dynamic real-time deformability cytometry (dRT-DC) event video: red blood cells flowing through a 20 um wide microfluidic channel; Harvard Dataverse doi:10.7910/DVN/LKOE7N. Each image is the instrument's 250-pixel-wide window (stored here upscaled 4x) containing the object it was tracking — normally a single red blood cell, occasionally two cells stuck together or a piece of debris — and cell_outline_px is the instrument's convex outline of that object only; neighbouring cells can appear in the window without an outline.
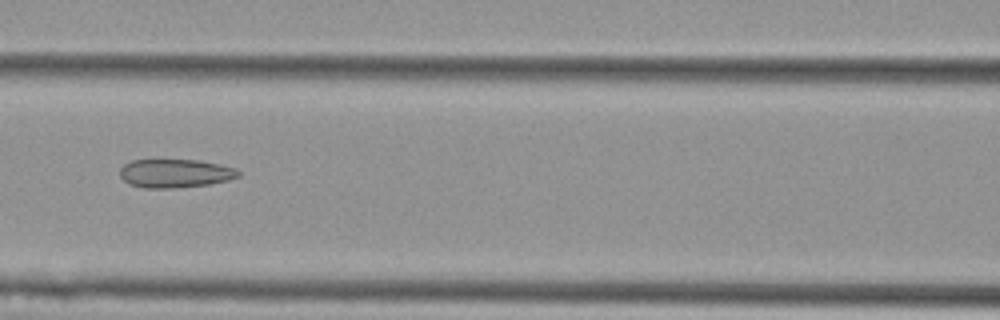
{"species": "Egyptian fruit bat (a non-hibernating species)", "species_latin": "Rousettus aegyptiacus", "temperature_condition": "cold", "stored_images_in_passage": 11, "camera_frame_rate_fps": 3000, "um_per_image_px": 0.085, "animal": {"sex": "female"}, "frame": {"image": 1, "passage_image": 4, "time_ms": 1.0, "image_size_px": [1000, 320], "cell_outline_px": [[240, 176], [228, 180], [208, 184], [176, 188], [144, 188], [128, 184], [120, 176], [120, 168], [124, 164], [132, 160], [200, 160], [220, 164], [236, 168], [240, 172]], "centroid_in_image_um": [14.89, 14.73], "position_along_channel_um": 151.7, "area_um2": 19.83}}
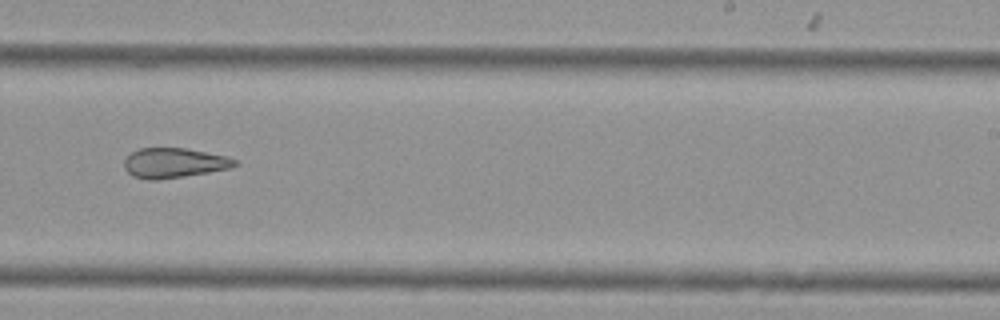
{"frame": {"image": 2, "passage_image": 7, "time_ms": 2.0, "image_size_px": [1000, 320], "cell_outline_px": [[240, 164], [228, 168], [208, 172], [184, 176], [156, 180], [148, 180], [132, 176], [124, 168], [124, 160], [132, 152], [140, 148], [188, 148], [228, 156], [236, 160]], "centroid_in_image_um": [14.8, 13.84], "position_along_channel_um": 274.2, "area_um2": 19.31}}
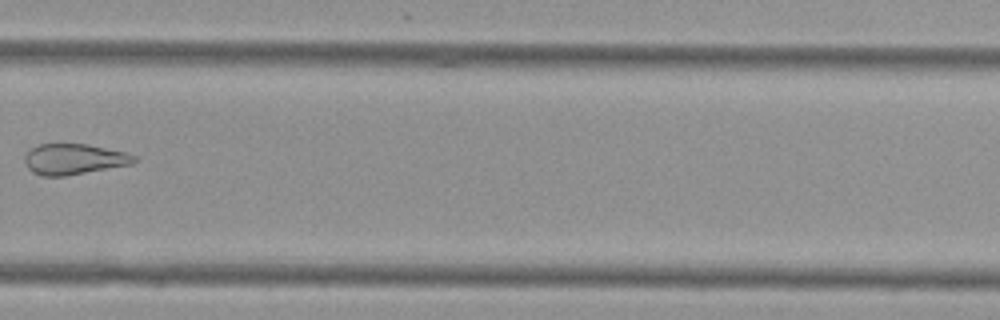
{"frame": {"image": 3, "passage_image": 8, "time_ms": 2.333, "image_size_px": [1000, 320], "cell_outline_px": [[136, 160], [132, 164], [64, 176], [44, 176], [32, 172], [24, 164], [24, 156], [32, 148], [40, 144], [88, 144], [128, 152], [136, 156]], "centroid_in_image_um": [6.29, 13.52], "position_along_channel_um": 323.5, "area_um2": 19.59}}